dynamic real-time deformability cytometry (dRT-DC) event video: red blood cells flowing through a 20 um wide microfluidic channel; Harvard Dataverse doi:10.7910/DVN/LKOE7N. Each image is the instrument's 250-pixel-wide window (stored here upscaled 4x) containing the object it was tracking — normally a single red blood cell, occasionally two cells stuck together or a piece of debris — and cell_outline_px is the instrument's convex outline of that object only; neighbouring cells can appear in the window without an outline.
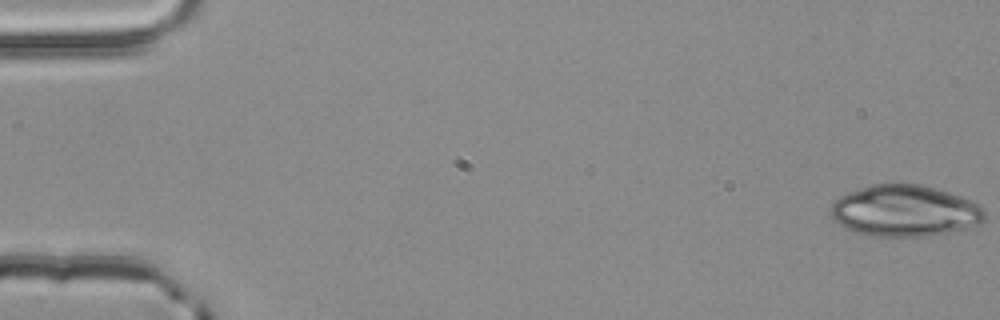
{"species": "common noctule bat (a hibernating species)", "species_latin": "Nyctalus noctula", "temperature_condition": "room temperature", "stored_images_in_passage": 54, "camera_frame_rate_fps": 3000, "um_per_image_px": 0.085, "animal": {"sex": "male", "body_mass_g": 20.4}, "frame": {"image": 1, "passage_image": 1, "time_ms": 0.0, "image_size_px": [1000, 320], "cell_outline_px": [[984, 220], [980, 224], [968, 228], [928, 236], [872, 236], [856, 232], [832, 220], [828, 212], [828, 208], [840, 196], [848, 192], [872, 184], [920, 184], [936, 188], [960, 196], [980, 204], [984, 208]], "centroid_in_image_um": [76.9, 17.92], "position_along_channel_um": 8.1, "area_um2": 46.24}}
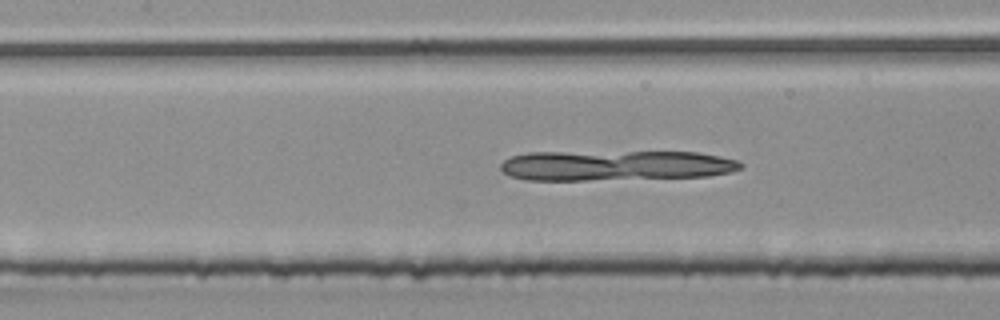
{"frame": {"image": 2, "passage_image": 25, "time_ms": 8.0, "image_size_px": [1000, 320], "cell_outline_px": [[744, 168], [732, 172], [708, 176], [588, 180], [528, 180], [512, 176], [504, 172], [500, 168], [500, 164], [508, 156], [528, 152], [696, 152], [720, 156], [736, 160], [744, 164]], "centroid_in_image_um": [52.32, 14.06], "position_along_channel_um": 155.1, "area_um2": 42.48}}
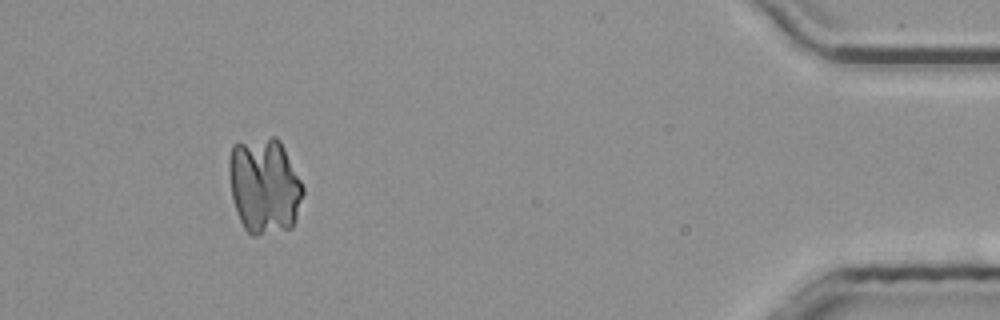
{"frame": {"image": 3, "passage_image": 50, "time_ms": 16.333, "image_size_px": [1000, 320], "cell_outline_px": [[304, 192], [292, 228], [256, 236], [252, 236], [244, 228], [236, 212], [232, 196], [228, 168], [228, 160], [232, 144], [272, 136], [276, 136], [280, 140], [304, 188]], "centroid_in_image_um": [22.45, 15.79], "position_along_channel_um": 412.7, "area_um2": 41.44}}